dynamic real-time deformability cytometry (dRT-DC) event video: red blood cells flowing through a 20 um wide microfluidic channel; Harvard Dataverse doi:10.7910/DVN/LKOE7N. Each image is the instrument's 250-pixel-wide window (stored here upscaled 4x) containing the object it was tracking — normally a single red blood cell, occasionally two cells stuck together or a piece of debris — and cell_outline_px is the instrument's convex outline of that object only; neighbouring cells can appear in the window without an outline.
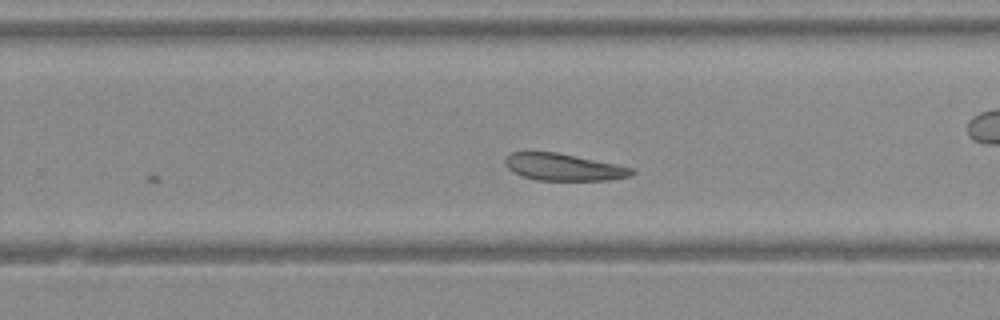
{"species": "Egyptian fruit bat (a non-hibernating species)", "species_latin": "Rousettus aegyptiacus", "temperature_condition": "warm", "stored_images_in_passage": 18, "camera_frame_rate_fps": 3000, "um_per_image_px": 0.085, "animal": {"sex": "female"}, "frame": {"image": 1, "passage_image": 18, "time_ms": 5.667, "image_size_px": [1000, 320], "cell_outline_px": [[636, 172], [632, 176], [608, 180], [536, 180], [512, 172], [504, 164], [504, 160], [512, 152], [556, 152], [632, 168]], "centroid_in_image_um": [47.88, 14.21], "position_along_channel_um": 281.9, "area_um2": 19.65}}